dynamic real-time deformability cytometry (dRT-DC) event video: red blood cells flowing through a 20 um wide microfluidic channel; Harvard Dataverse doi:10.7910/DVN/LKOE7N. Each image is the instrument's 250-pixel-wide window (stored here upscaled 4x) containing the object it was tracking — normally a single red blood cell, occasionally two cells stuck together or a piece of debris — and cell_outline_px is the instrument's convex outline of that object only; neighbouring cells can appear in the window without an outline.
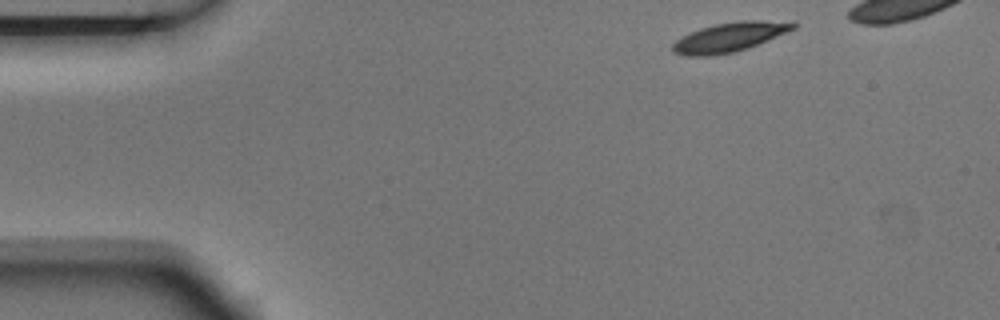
{"species": "Egyptian fruit bat (a non-hibernating species)", "species_latin": "Rousettus aegyptiacus", "temperature_condition": "room temperature", "stored_images_in_passage": 5, "camera_frame_rate_fps": 3000, "um_per_image_px": 0.085, "animal": {"sex": "male"}, "frame": {"image": 1, "passage_image": 1, "time_ms": 0.0, "image_size_px": [1000, 320], "cell_outline_px": [[796, 28], [788, 32], [748, 48], [736, 52], [712, 56], [688, 56], [672, 52], [672, 44], [676, 40], [700, 28], [716, 24], [740, 20], [796, 20]], "centroid_in_image_um": [62.09, 3.14], "position_along_channel_um": 22.9, "area_um2": 20.92}}